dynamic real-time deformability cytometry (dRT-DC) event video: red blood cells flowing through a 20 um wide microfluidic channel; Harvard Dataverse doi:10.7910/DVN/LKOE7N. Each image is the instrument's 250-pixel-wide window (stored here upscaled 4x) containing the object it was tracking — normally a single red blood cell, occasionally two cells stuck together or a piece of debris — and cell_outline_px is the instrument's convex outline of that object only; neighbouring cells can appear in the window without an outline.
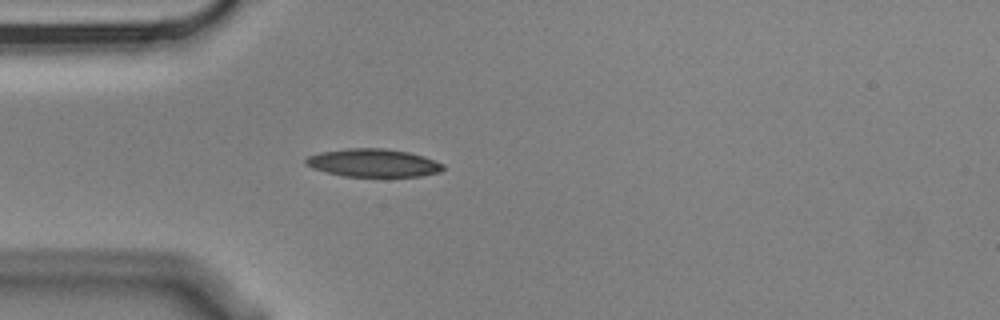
{"species": "Egyptian fruit bat (a non-hibernating species)", "species_latin": "Rousettus aegyptiacus", "temperature_condition": "cold", "stored_images_in_passage": 1, "camera_frame_rate_fps": 3000, "um_per_image_px": 0.085, "animal": {"sex": "male"}, "frame": {"image": 1, "passage_image": 1, "time_ms": 0.0, "image_size_px": [1000, 320], "cell_outline_px": [[444, 168], [440, 172], [420, 176], [344, 176], [312, 168], [304, 164], [304, 160], [308, 156], [320, 152], [348, 148], [384, 148], [408, 152], [424, 156], [444, 164]], "centroid_in_image_um": [31.72, 13.84], "position_along_channel_um": 53.3, "area_um2": 22.37}}